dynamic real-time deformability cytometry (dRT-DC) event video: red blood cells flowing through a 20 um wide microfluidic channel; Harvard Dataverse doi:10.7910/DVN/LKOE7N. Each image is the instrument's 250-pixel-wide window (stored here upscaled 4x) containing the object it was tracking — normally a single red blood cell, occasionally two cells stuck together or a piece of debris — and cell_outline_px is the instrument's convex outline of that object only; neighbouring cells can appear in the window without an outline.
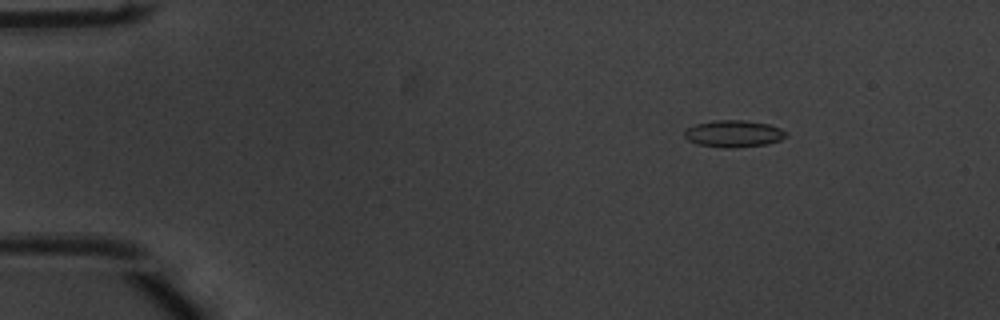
{"species": "common noctule bat (a hibernating species)", "species_latin": "Nyctalus noctula", "temperature_condition": "warm", "stored_images_in_passage": 46, "camera_frame_rate_fps": 3000, "um_per_image_px": 0.085, "animal": {"sex": "male", "body_mass_g": 20.1, "forearm_length_mm": 53.5}, "frame": {"image": 1, "passage_image": 1, "time_ms": 0.0, "image_size_px": [1000, 320], "cell_outline_px": [[788, 136], [780, 140], [768, 144], [736, 148], [724, 148], [700, 144], [688, 140], [684, 136], [684, 132], [688, 128], [696, 124], [712, 120], [744, 120], [768, 124], [780, 128], [788, 132]], "centroid_in_image_um": [62.4, 11.36], "position_along_channel_um": 22.6, "area_um2": 16.01}}
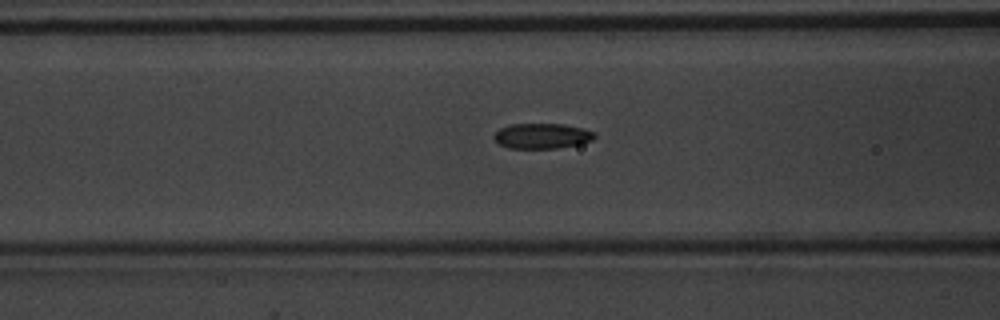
{"frame": {"image": 2, "passage_image": 15, "time_ms": 4.667, "image_size_px": [1000, 320], "cell_outline_px": [[596, 136], [592, 140], [580, 144], [556, 148], [508, 148], [500, 144], [492, 136], [500, 128], [512, 124], [564, 124], [584, 128], [596, 132]], "centroid_in_image_um": [46.11, 11.55], "position_along_channel_um": 120.5, "area_um2": 14.85}}
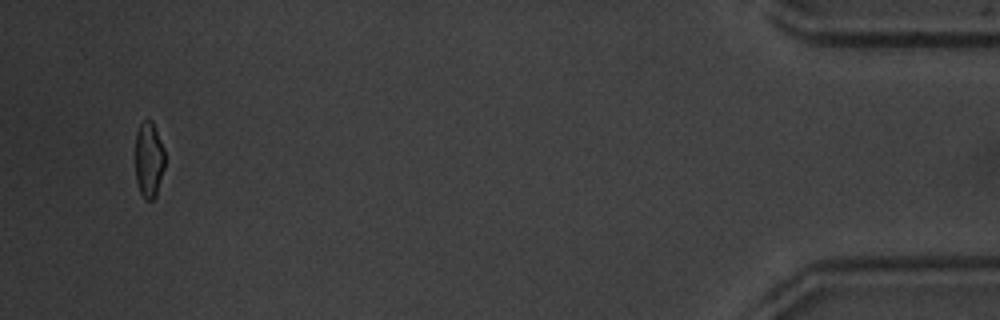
{"frame": {"image": 3, "passage_image": 44, "time_ms": 14.333, "image_size_px": [1000, 320], "cell_outline_px": [[164, 168], [156, 196], [152, 200], [144, 200], [140, 192], [136, 180], [136, 132], [140, 124], [148, 116], [152, 120], [164, 148]], "centroid_in_image_um": [12.65, 13.55], "position_along_channel_um": 422.5, "area_um2": 13.18}, "authors_computed_cell_mechanics": {"area_um2": 14.9124, "velocity_mm_per_s": 3.9024, "shape_relaxation_time_tau1_ms": 3.6918, "shape_relaxation_time_tau2_ms": 1.933, "deformation_change_tau1": 0.1246, "deformation_change_tau2": 0.0685}}